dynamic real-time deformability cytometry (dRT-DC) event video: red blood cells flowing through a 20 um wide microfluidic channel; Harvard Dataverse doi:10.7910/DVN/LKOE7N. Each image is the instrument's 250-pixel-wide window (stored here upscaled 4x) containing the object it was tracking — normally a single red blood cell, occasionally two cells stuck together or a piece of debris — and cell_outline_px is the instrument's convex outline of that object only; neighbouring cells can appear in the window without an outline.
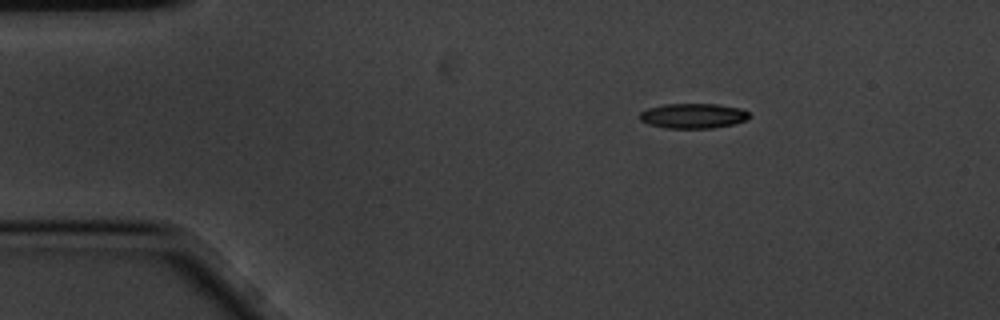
{"species": "common noctule bat (a hibernating species)", "species_latin": "Nyctalus noctula", "temperature_condition": "cold", "stored_images_in_passage": 3, "camera_frame_rate_fps": 3000, "um_per_image_px": 0.085, "animal": {"sex": "male", "body_mass_g": 20.1, "forearm_length_mm": 53.5}, "frame": {"image": 1, "passage_image": 1, "time_ms": 0.0, "image_size_px": [1000, 320], "cell_outline_px": [[752, 116], [748, 120], [736, 124], [712, 128], [664, 128], [648, 124], [640, 120], [636, 116], [640, 112], [648, 108], [664, 104], [716, 104], [740, 108], [748, 112]], "centroid_in_image_um": [58.92, 9.85], "position_along_channel_um": 26.1, "area_um2": 16.24}}